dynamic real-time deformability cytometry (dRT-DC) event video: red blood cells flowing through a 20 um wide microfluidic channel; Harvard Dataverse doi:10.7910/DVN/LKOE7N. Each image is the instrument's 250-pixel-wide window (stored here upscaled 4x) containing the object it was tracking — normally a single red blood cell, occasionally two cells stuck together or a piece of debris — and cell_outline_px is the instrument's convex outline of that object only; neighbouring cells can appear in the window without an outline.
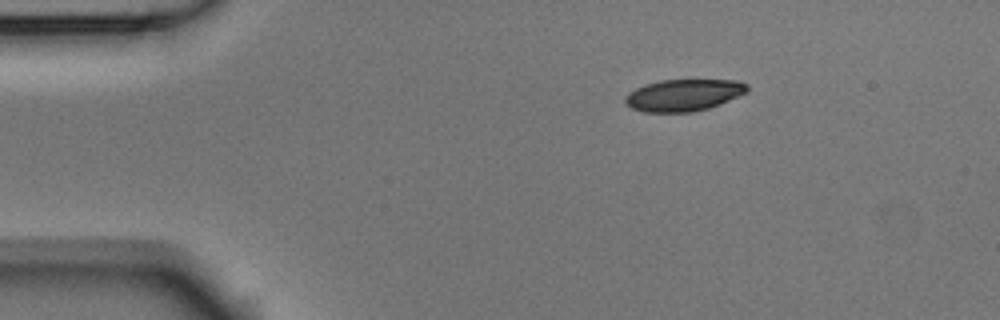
{"species": "Egyptian fruit bat (a non-hibernating species)", "species_latin": "Rousettus aegyptiacus", "temperature_condition": "room temperature", "stored_images_in_passage": 45, "camera_frame_rate_fps": 3000, "um_per_image_px": 0.085, "animal": {"sex": "male"}, "frame": {"image": 1, "passage_image": 1, "time_ms": 0.0, "image_size_px": [1000, 320], "cell_outline_px": [[748, 92], [720, 104], [708, 108], [692, 112], [644, 112], [632, 108], [624, 104], [624, 96], [628, 92], [644, 84], [660, 80], [740, 80], [748, 84]], "centroid_in_image_um": [58.09, 8.08], "position_along_channel_um": 26.9, "area_um2": 22.89}}
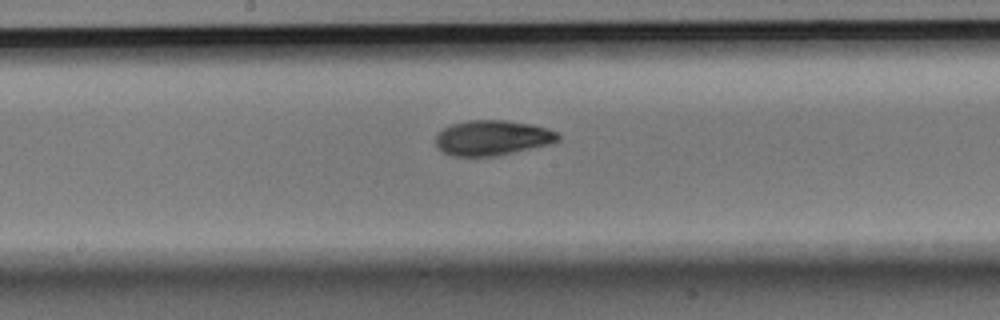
{"frame": {"image": 2, "passage_image": 20, "time_ms": 6.333, "image_size_px": [1000, 320], "cell_outline_px": [[560, 140], [548, 144], [496, 156], [452, 156], [444, 152], [436, 144], [436, 136], [444, 128], [452, 124], [468, 120], [508, 120], [532, 124], [548, 128], [556, 132], [560, 136]], "centroid_in_image_um": [41.87, 11.7], "position_along_channel_um": 206.3, "area_um2": 24.91}}
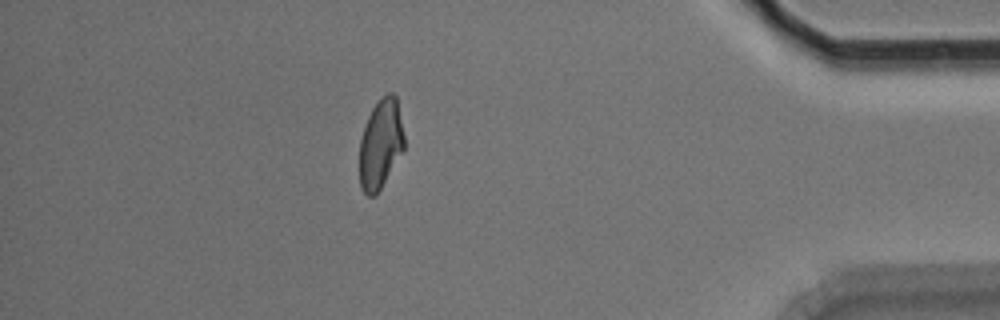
{"frame": {"image": 3, "passage_image": 39, "time_ms": 12.667, "image_size_px": [1000, 320], "cell_outline_px": [[404, 148], [376, 196], [368, 196], [360, 188], [360, 140], [368, 116], [372, 108], [388, 92], [392, 92], [396, 96], [404, 136]], "centroid_in_image_um": [32.34, 12.26], "position_along_channel_um": 402.9, "area_um2": 22.95}, "authors_computed_cell_mechanics": {"area_um2": 24.5072, "velocity_mm_per_s": 3.7703, "shape_relaxation_time_tau1_ms": 3.7093, "shape_relaxation_time_tau2_ms": 2.3392, "deformation_change_tau1": 0.1396, "deformation_change_tau2": 0.0734}}